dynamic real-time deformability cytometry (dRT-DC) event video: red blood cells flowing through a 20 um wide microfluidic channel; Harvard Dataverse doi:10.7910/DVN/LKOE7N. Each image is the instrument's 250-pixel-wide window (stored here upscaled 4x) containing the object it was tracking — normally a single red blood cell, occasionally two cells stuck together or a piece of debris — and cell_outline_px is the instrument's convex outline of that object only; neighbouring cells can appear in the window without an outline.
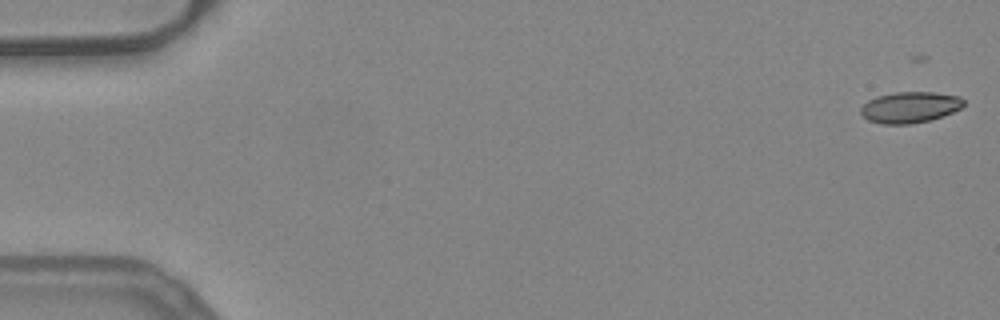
{"species": "common noctule bat (a hibernating species)", "species_latin": "Nyctalus noctula", "temperature_condition": "warm", "stored_images_in_passage": 19, "camera_frame_rate_fps": 3000, "um_per_image_px": 0.085, "animal": {"sex": "female", "body_mass_g": 24.6, "forearm_length_mm": 56.2}, "frame": {"image": 1, "passage_image": 1, "time_ms": 0.0, "image_size_px": [1000, 320], "cell_outline_px": [[964, 104], [960, 108], [952, 112], [928, 120], [912, 124], [880, 124], [868, 120], [860, 112], [860, 108], [868, 100], [876, 96], [896, 92], [936, 92], [960, 96], [964, 100]], "centroid_in_image_um": [77.32, 9.11], "position_along_channel_um": 7.7, "area_um2": 18.61}}
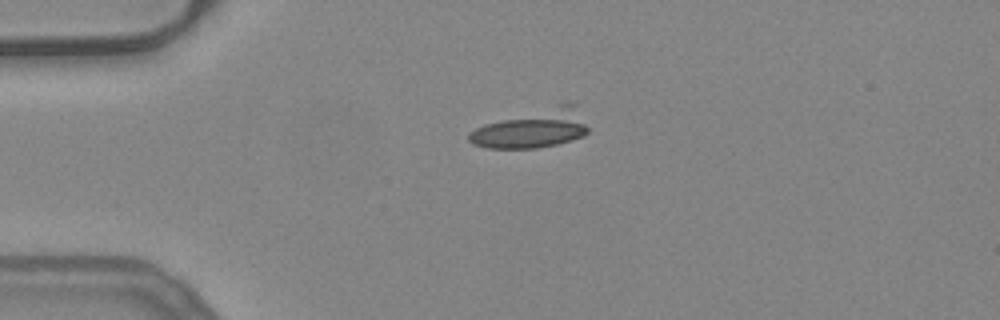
{"frame": {"image": 2, "passage_image": 13, "time_ms": 4.0, "image_size_px": [1000, 320], "cell_outline_px": [[588, 132], [584, 136], [556, 144], [536, 148], [488, 148], [472, 144], [468, 140], [468, 132], [484, 124], [564, 100], [576, 104], [588, 128]], "centroid_in_image_um": [45.27, 10.89], "position_along_channel_um": 39.7, "area_um2": 27.17}}
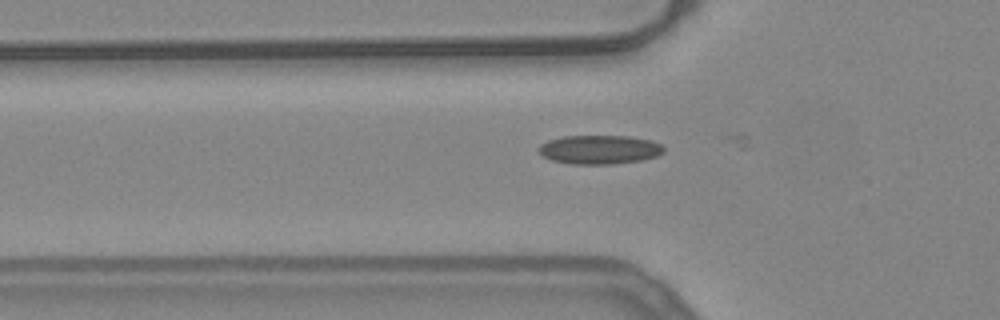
{"frame": {"image": 3, "passage_image": 18, "time_ms": 5.667, "image_size_px": [1000, 320], "cell_outline_px": [[664, 152], [656, 156], [644, 160], [612, 164], [572, 164], [552, 160], [544, 156], [536, 148], [540, 144], [548, 140], [564, 136], [628, 136], [652, 140], [660, 144], [664, 148]], "centroid_in_image_um": [50.96, 12.71], "position_along_channel_um": 74.8, "area_um2": 21.15}}